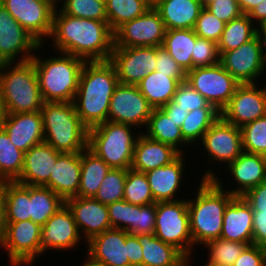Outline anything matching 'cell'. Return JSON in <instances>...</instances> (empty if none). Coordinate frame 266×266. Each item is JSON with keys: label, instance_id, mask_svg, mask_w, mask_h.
<instances>
[{"label": "cell", "instance_id": "obj_35", "mask_svg": "<svg viewBox=\"0 0 266 266\" xmlns=\"http://www.w3.org/2000/svg\"><path fill=\"white\" fill-rule=\"evenodd\" d=\"M30 220L43 226L54 215L65 201L45 186L29 185Z\"/></svg>", "mask_w": 266, "mask_h": 266}, {"label": "cell", "instance_id": "obj_28", "mask_svg": "<svg viewBox=\"0 0 266 266\" xmlns=\"http://www.w3.org/2000/svg\"><path fill=\"white\" fill-rule=\"evenodd\" d=\"M180 155L171 145L152 140L141 132L134 147L131 169L145 173L171 164Z\"/></svg>", "mask_w": 266, "mask_h": 266}, {"label": "cell", "instance_id": "obj_26", "mask_svg": "<svg viewBox=\"0 0 266 266\" xmlns=\"http://www.w3.org/2000/svg\"><path fill=\"white\" fill-rule=\"evenodd\" d=\"M220 238L253 244V209L242 196H235L225 208Z\"/></svg>", "mask_w": 266, "mask_h": 266}, {"label": "cell", "instance_id": "obj_25", "mask_svg": "<svg viewBox=\"0 0 266 266\" xmlns=\"http://www.w3.org/2000/svg\"><path fill=\"white\" fill-rule=\"evenodd\" d=\"M86 253L106 266H121L129 263L127 255V232L110 228L86 243Z\"/></svg>", "mask_w": 266, "mask_h": 266}, {"label": "cell", "instance_id": "obj_20", "mask_svg": "<svg viewBox=\"0 0 266 266\" xmlns=\"http://www.w3.org/2000/svg\"><path fill=\"white\" fill-rule=\"evenodd\" d=\"M79 233L86 244L92 238L111 228L107 205L89 197H71L65 200Z\"/></svg>", "mask_w": 266, "mask_h": 266}, {"label": "cell", "instance_id": "obj_52", "mask_svg": "<svg viewBox=\"0 0 266 266\" xmlns=\"http://www.w3.org/2000/svg\"><path fill=\"white\" fill-rule=\"evenodd\" d=\"M155 71L163 74H170L174 79H186V72L176 63L167 50L162 47H156V68Z\"/></svg>", "mask_w": 266, "mask_h": 266}, {"label": "cell", "instance_id": "obj_54", "mask_svg": "<svg viewBox=\"0 0 266 266\" xmlns=\"http://www.w3.org/2000/svg\"><path fill=\"white\" fill-rule=\"evenodd\" d=\"M253 244L266 248V210H253Z\"/></svg>", "mask_w": 266, "mask_h": 266}, {"label": "cell", "instance_id": "obj_17", "mask_svg": "<svg viewBox=\"0 0 266 266\" xmlns=\"http://www.w3.org/2000/svg\"><path fill=\"white\" fill-rule=\"evenodd\" d=\"M258 83L239 84L229 103L221 111V117L241 128L242 126L266 116V86Z\"/></svg>", "mask_w": 266, "mask_h": 266}, {"label": "cell", "instance_id": "obj_45", "mask_svg": "<svg viewBox=\"0 0 266 266\" xmlns=\"http://www.w3.org/2000/svg\"><path fill=\"white\" fill-rule=\"evenodd\" d=\"M243 151L266 156V116L241 128Z\"/></svg>", "mask_w": 266, "mask_h": 266}, {"label": "cell", "instance_id": "obj_14", "mask_svg": "<svg viewBox=\"0 0 266 266\" xmlns=\"http://www.w3.org/2000/svg\"><path fill=\"white\" fill-rule=\"evenodd\" d=\"M166 28L159 12L150 7L141 16L124 23L114 32V47L162 46Z\"/></svg>", "mask_w": 266, "mask_h": 266}, {"label": "cell", "instance_id": "obj_56", "mask_svg": "<svg viewBox=\"0 0 266 266\" xmlns=\"http://www.w3.org/2000/svg\"><path fill=\"white\" fill-rule=\"evenodd\" d=\"M129 263L142 266V246L138 236L127 233V255Z\"/></svg>", "mask_w": 266, "mask_h": 266}, {"label": "cell", "instance_id": "obj_31", "mask_svg": "<svg viewBox=\"0 0 266 266\" xmlns=\"http://www.w3.org/2000/svg\"><path fill=\"white\" fill-rule=\"evenodd\" d=\"M142 133L152 140L171 145L181 154H185V149L191 147L183 139L181 128L161 108H153Z\"/></svg>", "mask_w": 266, "mask_h": 266}, {"label": "cell", "instance_id": "obj_21", "mask_svg": "<svg viewBox=\"0 0 266 266\" xmlns=\"http://www.w3.org/2000/svg\"><path fill=\"white\" fill-rule=\"evenodd\" d=\"M1 127L10 136L11 142L24 153L44 142L43 119L40 111L5 114Z\"/></svg>", "mask_w": 266, "mask_h": 266}, {"label": "cell", "instance_id": "obj_9", "mask_svg": "<svg viewBox=\"0 0 266 266\" xmlns=\"http://www.w3.org/2000/svg\"><path fill=\"white\" fill-rule=\"evenodd\" d=\"M41 228L31 220L6 222L0 248L7 252L10 266H33L42 256Z\"/></svg>", "mask_w": 266, "mask_h": 266}, {"label": "cell", "instance_id": "obj_34", "mask_svg": "<svg viewBox=\"0 0 266 266\" xmlns=\"http://www.w3.org/2000/svg\"><path fill=\"white\" fill-rule=\"evenodd\" d=\"M194 29L166 30L162 47L172 56L185 72L192 69V53H194Z\"/></svg>", "mask_w": 266, "mask_h": 266}, {"label": "cell", "instance_id": "obj_24", "mask_svg": "<svg viewBox=\"0 0 266 266\" xmlns=\"http://www.w3.org/2000/svg\"><path fill=\"white\" fill-rule=\"evenodd\" d=\"M186 156V154H181L171 164L145 172L155 202L181 200V198L178 199V191L181 190V185L184 186L183 175L187 171L185 169Z\"/></svg>", "mask_w": 266, "mask_h": 266}, {"label": "cell", "instance_id": "obj_18", "mask_svg": "<svg viewBox=\"0 0 266 266\" xmlns=\"http://www.w3.org/2000/svg\"><path fill=\"white\" fill-rule=\"evenodd\" d=\"M109 61L120 84L137 85L156 68V47H113Z\"/></svg>", "mask_w": 266, "mask_h": 266}, {"label": "cell", "instance_id": "obj_1", "mask_svg": "<svg viewBox=\"0 0 266 266\" xmlns=\"http://www.w3.org/2000/svg\"><path fill=\"white\" fill-rule=\"evenodd\" d=\"M48 40H52L54 52L71 54L86 62L107 61L114 47V32L108 21L66 15L56 7Z\"/></svg>", "mask_w": 266, "mask_h": 266}, {"label": "cell", "instance_id": "obj_55", "mask_svg": "<svg viewBox=\"0 0 266 266\" xmlns=\"http://www.w3.org/2000/svg\"><path fill=\"white\" fill-rule=\"evenodd\" d=\"M242 197L253 210H266V181L251 188Z\"/></svg>", "mask_w": 266, "mask_h": 266}, {"label": "cell", "instance_id": "obj_58", "mask_svg": "<svg viewBox=\"0 0 266 266\" xmlns=\"http://www.w3.org/2000/svg\"><path fill=\"white\" fill-rule=\"evenodd\" d=\"M247 15L256 25L262 22L266 18V0L256 5Z\"/></svg>", "mask_w": 266, "mask_h": 266}, {"label": "cell", "instance_id": "obj_8", "mask_svg": "<svg viewBox=\"0 0 266 266\" xmlns=\"http://www.w3.org/2000/svg\"><path fill=\"white\" fill-rule=\"evenodd\" d=\"M155 236L178 249L186 258L193 255L187 198L156 202Z\"/></svg>", "mask_w": 266, "mask_h": 266}, {"label": "cell", "instance_id": "obj_64", "mask_svg": "<svg viewBox=\"0 0 266 266\" xmlns=\"http://www.w3.org/2000/svg\"><path fill=\"white\" fill-rule=\"evenodd\" d=\"M6 180L0 179V201L4 198V190L6 187Z\"/></svg>", "mask_w": 266, "mask_h": 266}, {"label": "cell", "instance_id": "obj_33", "mask_svg": "<svg viewBox=\"0 0 266 266\" xmlns=\"http://www.w3.org/2000/svg\"><path fill=\"white\" fill-rule=\"evenodd\" d=\"M111 167L88 147L81 151V176L77 197L93 198Z\"/></svg>", "mask_w": 266, "mask_h": 266}, {"label": "cell", "instance_id": "obj_67", "mask_svg": "<svg viewBox=\"0 0 266 266\" xmlns=\"http://www.w3.org/2000/svg\"><path fill=\"white\" fill-rule=\"evenodd\" d=\"M121 266H138V265H134V264L128 263V264L121 265Z\"/></svg>", "mask_w": 266, "mask_h": 266}, {"label": "cell", "instance_id": "obj_3", "mask_svg": "<svg viewBox=\"0 0 266 266\" xmlns=\"http://www.w3.org/2000/svg\"><path fill=\"white\" fill-rule=\"evenodd\" d=\"M118 84L116 69L109 60L84 64L73 104L88 129L108 120L110 100Z\"/></svg>", "mask_w": 266, "mask_h": 266}, {"label": "cell", "instance_id": "obj_6", "mask_svg": "<svg viewBox=\"0 0 266 266\" xmlns=\"http://www.w3.org/2000/svg\"><path fill=\"white\" fill-rule=\"evenodd\" d=\"M40 112L44 142L56 151L75 153L88 147V128L81 122L73 102H44Z\"/></svg>", "mask_w": 266, "mask_h": 266}, {"label": "cell", "instance_id": "obj_27", "mask_svg": "<svg viewBox=\"0 0 266 266\" xmlns=\"http://www.w3.org/2000/svg\"><path fill=\"white\" fill-rule=\"evenodd\" d=\"M80 176L81 152H61L48 180V188L65 201L78 195Z\"/></svg>", "mask_w": 266, "mask_h": 266}, {"label": "cell", "instance_id": "obj_11", "mask_svg": "<svg viewBox=\"0 0 266 266\" xmlns=\"http://www.w3.org/2000/svg\"><path fill=\"white\" fill-rule=\"evenodd\" d=\"M186 82L220 112L229 103L239 85L220 62L187 71Z\"/></svg>", "mask_w": 266, "mask_h": 266}, {"label": "cell", "instance_id": "obj_39", "mask_svg": "<svg viewBox=\"0 0 266 266\" xmlns=\"http://www.w3.org/2000/svg\"><path fill=\"white\" fill-rule=\"evenodd\" d=\"M105 7L107 21L113 32L150 8L147 0H105Z\"/></svg>", "mask_w": 266, "mask_h": 266}, {"label": "cell", "instance_id": "obj_62", "mask_svg": "<svg viewBox=\"0 0 266 266\" xmlns=\"http://www.w3.org/2000/svg\"><path fill=\"white\" fill-rule=\"evenodd\" d=\"M85 254H86V260L82 261L84 262V264L82 263V265L80 264V266H106L102 262L94 260L89 254L87 253Z\"/></svg>", "mask_w": 266, "mask_h": 266}, {"label": "cell", "instance_id": "obj_15", "mask_svg": "<svg viewBox=\"0 0 266 266\" xmlns=\"http://www.w3.org/2000/svg\"><path fill=\"white\" fill-rule=\"evenodd\" d=\"M199 146L207 153L206 163L227 166L243 152L241 129L220 116L205 132Z\"/></svg>", "mask_w": 266, "mask_h": 266}, {"label": "cell", "instance_id": "obj_40", "mask_svg": "<svg viewBox=\"0 0 266 266\" xmlns=\"http://www.w3.org/2000/svg\"><path fill=\"white\" fill-rule=\"evenodd\" d=\"M24 165V152L12 142L10 136L0 127V179L16 181Z\"/></svg>", "mask_w": 266, "mask_h": 266}, {"label": "cell", "instance_id": "obj_65", "mask_svg": "<svg viewBox=\"0 0 266 266\" xmlns=\"http://www.w3.org/2000/svg\"><path fill=\"white\" fill-rule=\"evenodd\" d=\"M161 1L164 0H147L148 4L150 7H155L156 5H158Z\"/></svg>", "mask_w": 266, "mask_h": 266}, {"label": "cell", "instance_id": "obj_2", "mask_svg": "<svg viewBox=\"0 0 266 266\" xmlns=\"http://www.w3.org/2000/svg\"><path fill=\"white\" fill-rule=\"evenodd\" d=\"M211 169H207L199 178L201 181L196 187L194 198H187L194 246L203 247L204 243L220 238L225 208L235 197L226 191L222 178Z\"/></svg>", "mask_w": 266, "mask_h": 266}, {"label": "cell", "instance_id": "obj_16", "mask_svg": "<svg viewBox=\"0 0 266 266\" xmlns=\"http://www.w3.org/2000/svg\"><path fill=\"white\" fill-rule=\"evenodd\" d=\"M10 15L40 44L52 31L55 8L44 0H0ZM46 38V40H45ZM45 40V41H44Z\"/></svg>", "mask_w": 266, "mask_h": 266}, {"label": "cell", "instance_id": "obj_66", "mask_svg": "<svg viewBox=\"0 0 266 266\" xmlns=\"http://www.w3.org/2000/svg\"><path fill=\"white\" fill-rule=\"evenodd\" d=\"M44 1H48L54 8L61 5V4H59L58 0H44Z\"/></svg>", "mask_w": 266, "mask_h": 266}, {"label": "cell", "instance_id": "obj_50", "mask_svg": "<svg viewBox=\"0 0 266 266\" xmlns=\"http://www.w3.org/2000/svg\"><path fill=\"white\" fill-rule=\"evenodd\" d=\"M111 228L126 230L132 224L134 205L125 200L107 205Z\"/></svg>", "mask_w": 266, "mask_h": 266}, {"label": "cell", "instance_id": "obj_43", "mask_svg": "<svg viewBox=\"0 0 266 266\" xmlns=\"http://www.w3.org/2000/svg\"><path fill=\"white\" fill-rule=\"evenodd\" d=\"M63 3L58 9L66 15L107 21L105 0H58Z\"/></svg>", "mask_w": 266, "mask_h": 266}, {"label": "cell", "instance_id": "obj_48", "mask_svg": "<svg viewBox=\"0 0 266 266\" xmlns=\"http://www.w3.org/2000/svg\"><path fill=\"white\" fill-rule=\"evenodd\" d=\"M220 62L217 44L213 41L199 38L195 34L194 53H192V69L209 67Z\"/></svg>", "mask_w": 266, "mask_h": 266}, {"label": "cell", "instance_id": "obj_57", "mask_svg": "<svg viewBox=\"0 0 266 266\" xmlns=\"http://www.w3.org/2000/svg\"><path fill=\"white\" fill-rule=\"evenodd\" d=\"M161 109L177 123V126L181 128L184 119L186 118L188 111L184 110L177 103L170 100L166 105L162 106Z\"/></svg>", "mask_w": 266, "mask_h": 266}, {"label": "cell", "instance_id": "obj_63", "mask_svg": "<svg viewBox=\"0 0 266 266\" xmlns=\"http://www.w3.org/2000/svg\"><path fill=\"white\" fill-rule=\"evenodd\" d=\"M5 110H4V106H3V101H2V95H1V89H0V127H1V123L3 118L5 117Z\"/></svg>", "mask_w": 266, "mask_h": 266}, {"label": "cell", "instance_id": "obj_68", "mask_svg": "<svg viewBox=\"0 0 266 266\" xmlns=\"http://www.w3.org/2000/svg\"><path fill=\"white\" fill-rule=\"evenodd\" d=\"M209 1H211V0H202L204 6H205Z\"/></svg>", "mask_w": 266, "mask_h": 266}, {"label": "cell", "instance_id": "obj_49", "mask_svg": "<svg viewBox=\"0 0 266 266\" xmlns=\"http://www.w3.org/2000/svg\"><path fill=\"white\" fill-rule=\"evenodd\" d=\"M172 101L187 111H193L198 108H215L186 81L178 86L176 93L173 95Z\"/></svg>", "mask_w": 266, "mask_h": 266}, {"label": "cell", "instance_id": "obj_5", "mask_svg": "<svg viewBox=\"0 0 266 266\" xmlns=\"http://www.w3.org/2000/svg\"><path fill=\"white\" fill-rule=\"evenodd\" d=\"M0 89L6 114L40 111L44 104L32 60L0 64Z\"/></svg>", "mask_w": 266, "mask_h": 266}, {"label": "cell", "instance_id": "obj_61", "mask_svg": "<svg viewBox=\"0 0 266 266\" xmlns=\"http://www.w3.org/2000/svg\"><path fill=\"white\" fill-rule=\"evenodd\" d=\"M257 35L266 49V18L257 25Z\"/></svg>", "mask_w": 266, "mask_h": 266}, {"label": "cell", "instance_id": "obj_13", "mask_svg": "<svg viewBox=\"0 0 266 266\" xmlns=\"http://www.w3.org/2000/svg\"><path fill=\"white\" fill-rule=\"evenodd\" d=\"M152 110L153 107L137 85L119 83L110 100L108 120L131 125L142 132L147 126Z\"/></svg>", "mask_w": 266, "mask_h": 266}, {"label": "cell", "instance_id": "obj_19", "mask_svg": "<svg viewBox=\"0 0 266 266\" xmlns=\"http://www.w3.org/2000/svg\"><path fill=\"white\" fill-rule=\"evenodd\" d=\"M83 239L72 212L64 204L41 228L42 255L51 251L74 250Z\"/></svg>", "mask_w": 266, "mask_h": 266}, {"label": "cell", "instance_id": "obj_30", "mask_svg": "<svg viewBox=\"0 0 266 266\" xmlns=\"http://www.w3.org/2000/svg\"><path fill=\"white\" fill-rule=\"evenodd\" d=\"M142 246V266H192V258H186L174 246L164 243L154 234L138 235Z\"/></svg>", "mask_w": 266, "mask_h": 266}, {"label": "cell", "instance_id": "obj_22", "mask_svg": "<svg viewBox=\"0 0 266 266\" xmlns=\"http://www.w3.org/2000/svg\"><path fill=\"white\" fill-rule=\"evenodd\" d=\"M225 170L230 173L228 180L234 181V186L226 191L234 196H243L248 190L266 181V156L243 151Z\"/></svg>", "mask_w": 266, "mask_h": 266}, {"label": "cell", "instance_id": "obj_59", "mask_svg": "<svg viewBox=\"0 0 266 266\" xmlns=\"http://www.w3.org/2000/svg\"><path fill=\"white\" fill-rule=\"evenodd\" d=\"M263 0H238L239 7L243 14H248L256 5Z\"/></svg>", "mask_w": 266, "mask_h": 266}, {"label": "cell", "instance_id": "obj_53", "mask_svg": "<svg viewBox=\"0 0 266 266\" xmlns=\"http://www.w3.org/2000/svg\"><path fill=\"white\" fill-rule=\"evenodd\" d=\"M233 266H266V248L255 244L248 245Z\"/></svg>", "mask_w": 266, "mask_h": 266}, {"label": "cell", "instance_id": "obj_4", "mask_svg": "<svg viewBox=\"0 0 266 266\" xmlns=\"http://www.w3.org/2000/svg\"><path fill=\"white\" fill-rule=\"evenodd\" d=\"M53 55L40 57L35 52L31 59L42 98L44 102H73L86 61L59 51Z\"/></svg>", "mask_w": 266, "mask_h": 266}, {"label": "cell", "instance_id": "obj_23", "mask_svg": "<svg viewBox=\"0 0 266 266\" xmlns=\"http://www.w3.org/2000/svg\"><path fill=\"white\" fill-rule=\"evenodd\" d=\"M60 153L46 142L31 147L24 153L23 169L16 182L22 185L48 188V180Z\"/></svg>", "mask_w": 266, "mask_h": 266}, {"label": "cell", "instance_id": "obj_60", "mask_svg": "<svg viewBox=\"0 0 266 266\" xmlns=\"http://www.w3.org/2000/svg\"><path fill=\"white\" fill-rule=\"evenodd\" d=\"M6 227V214L4 198L0 201V244L3 240Z\"/></svg>", "mask_w": 266, "mask_h": 266}, {"label": "cell", "instance_id": "obj_41", "mask_svg": "<svg viewBox=\"0 0 266 266\" xmlns=\"http://www.w3.org/2000/svg\"><path fill=\"white\" fill-rule=\"evenodd\" d=\"M208 250V266H233L243 250L248 246L245 243L233 242L222 238L210 240L203 244Z\"/></svg>", "mask_w": 266, "mask_h": 266}, {"label": "cell", "instance_id": "obj_42", "mask_svg": "<svg viewBox=\"0 0 266 266\" xmlns=\"http://www.w3.org/2000/svg\"><path fill=\"white\" fill-rule=\"evenodd\" d=\"M123 200L140 206L156 203L144 172L127 169Z\"/></svg>", "mask_w": 266, "mask_h": 266}, {"label": "cell", "instance_id": "obj_47", "mask_svg": "<svg viewBox=\"0 0 266 266\" xmlns=\"http://www.w3.org/2000/svg\"><path fill=\"white\" fill-rule=\"evenodd\" d=\"M225 25L224 21L215 17L204 7L196 21L194 32L199 38L207 39L217 44Z\"/></svg>", "mask_w": 266, "mask_h": 266}, {"label": "cell", "instance_id": "obj_46", "mask_svg": "<svg viewBox=\"0 0 266 266\" xmlns=\"http://www.w3.org/2000/svg\"><path fill=\"white\" fill-rule=\"evenodd\" d=\"M156 222V203L134 205L132 224L125 230L128 234H154Z\"/></svg>", "mask_w": 266, "mask_h": 266}, {"label": "cell", "instance_id": "obj_10", "mask_svg": "<svg viewBox=\"0 0 266 266\" xmlns=\"http://www.w3.org/2000/svg\"><path fill=\"white\" fill-rule=\"evenodd\" d=\"M220 63L239 84L258 83L262 75L266 76V49L256 35L238 48L225 51Z\"/></svg>", "mask_w": 266, "mask_h": 266}, {"label": "cell", "instance_id": "obj_32", "mask_svg": "<svg viewBox=\"0 0 266 266\" xmlns=\"http://www.w3.org/2000/svg\"><path fill=\"white\" fill-rule=\"evenodd\" d=\"M185 81L186 79H174L170 74L154 71L143 78L137 86L153 108H161L172 100L178 86Z\"/></svg>", "mask_w": 266, "mask_h": 266}, {"label": "cell", "instance_id": "obj_7", "mask_svg": "<svg viewBox=\"0 0 266 266\" xmlns=\"http://www.w3.org/2000/svg\"><path fill=\"white\" fill-rule=\"evenodd\" d=\"M134 131L136 128L131 125L107 120L88 129V148L111 168L130 169L134 147L141 134Z\"/></svg>", "mask_w": 266, "mask_h": 266}, {"label": "cell", "instance_id": "obj_12", "mask_svg": "<svg viewBox=\"0 0 266 266\" xmlns=\"http://www.w3.org/2000/svg\"><path fill=\"white\" fill-rule=\"evenodd\" d=\"M45 45L29 34L0 3V64L29 61Z\"/></svg>", "mask_w": 266, "mask_h": 266}, {"label": "cell", "instance_id": "obj_51", "mask_svg": "<svg viewBox=\"0 0 266 266\" xmlns=\"http://www.w3.org/2000/svg\"><path fill=\"white\" fill-rule=\"evenodd\" d=\"M204 7L225 23L243 14L238 0H211Z\"/></svg>", "mask_w": 266, "mask_h": 266}, {"label": "cell", "instance_id": "obj_38", "mask_svg": "<svg viewBox=\"0 0 266 266\" xmlns=\"http://www.w3.org/2000/svg\"><path fill=\"white\" fill-rule=\"evenodd\" d=\"M6 222L30 220L29 185L7 181L4 190Z\"/></svg>", "mask_w": 266, "mask_h": 266}, {"label": "cell", "instance_id": "obj_29", "mask_svg": "<svg viewBox=\"0 0 266 266\" xmlns=\"http://www.w3.org/2000/svg\"><path fill=\"white\" fill-rule=\"evenodd\" d=\"M154 8L159 12L166 30L194 29L204 4L202 0H164Z\"/></svg>", "mask_w": 266, "mask_h": 266}, {"label": "cell", "instance_id": "obj_44", "mask_svg": "<svg viewBox=\"0 0 266 266\" xmlns=\"http://www.w3.org/2000/svg\"><path fill=\"white\" fill-rule=\"evenodd\" d=\"M126 176L127 169L111 168L93 198L105 205L123 200Z\"/></svg>", "mask_w": 266, "mask_h": 266}, {"label": "cell", "instance_id": "obj_37", "mask_svg": "<svg viewBox=\"0 0 266 266\" xmlns=\"http://www.w3.org/2000/svg\"><path fill=\"white\" fill-rule=\"evenodd\" d=\"M221 116V112L216 108H198L188 111L181 126L183 139L190 145L199 144L205 132Z\"/></svg>", "mask_w": 266, "mask_h": 266}, {"label": "cell", "instance_id": "obj_36", "mask_svg": "<svg viewBox=\"0 0 266 266\" xmlns=\"http://www.w3.org/2000/svg\"><path fill=\"white\" fill-rule=\"evenodd\" d=\"M257 35V25L247 14L226 23L220 40L217 43L221 56L225 51H231L250 41Z\"/></svg>", "mask_w": 266, "mask_h": 266}]
</instances>
